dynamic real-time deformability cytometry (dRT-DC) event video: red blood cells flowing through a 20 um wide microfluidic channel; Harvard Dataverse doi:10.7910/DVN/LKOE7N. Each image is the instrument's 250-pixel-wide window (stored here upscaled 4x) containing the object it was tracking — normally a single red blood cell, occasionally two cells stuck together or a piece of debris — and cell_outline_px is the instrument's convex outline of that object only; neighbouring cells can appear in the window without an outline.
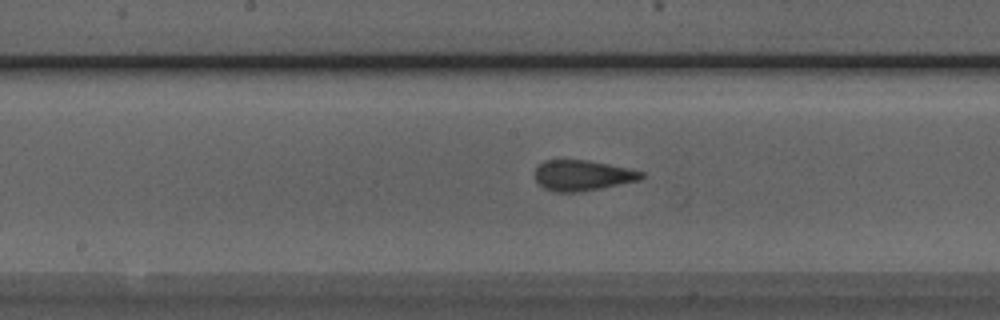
{"species": "Egyptian fruit bat (a non-hibernating species)", "species_latin": "Rousettus aegyptiacus", "temperature_condition": "room temperature", "stored_images_in_passage": 36, "camera_frame_rate_fps": 3000, "um_per_image_px": 0.085, "animal": {"sex": "male"}, "frame": {"image": 1, "passage_image": 22, "time_ms": 7.0, "image_size_px": [1000, 320], "cell_outline_px": [[644, 176], [640, 180], [580, 192], [556, 192], [544, 188], [536, 180], [536, 168], [544, 160], [588, 160], [628, 168], [644, 172]], "centroid_in_image_um": [49.52, 14.91], "position_along_channel_um": 198.7, "area_um2": 18.79}}
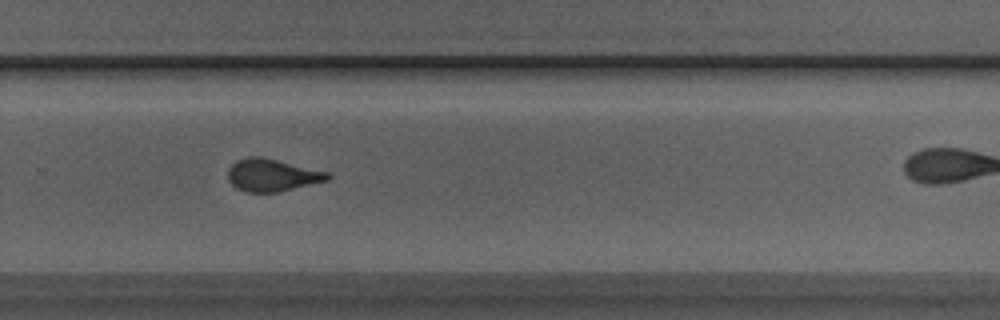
{"frame": {"image": 2, "passage_image": 30, "time_ms": 9.667, "image_size_px": [1000, 320], "cell_outline_px": [[332, 176], [328, 180], [280, 192], [244, 192], [236, 188], [228, 180], [228, 168], [236, 160], [248, 156], [260, 156], [332, 172]], "centroid_in_image_um": [23.15, 14.88], "position_along_channel_um": 306.6, "area_um2": 19.19}}
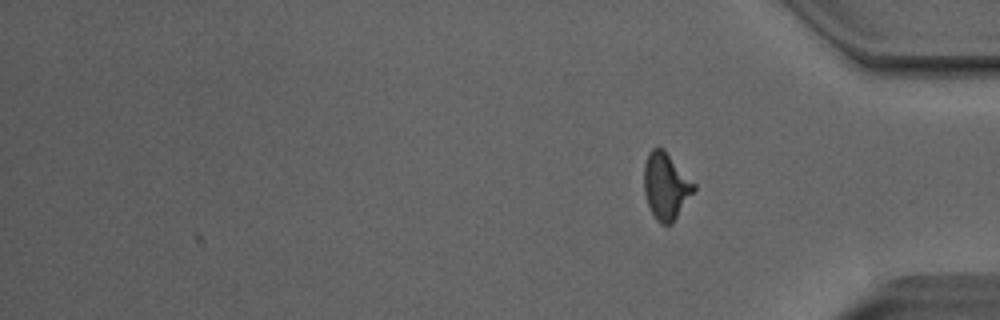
{"frame": {"image": 3, "passage_image": 36, "time_ms": 11.667, "image_size_px": [1000, 320], "cell_outline_px": [[696, 188], [672, 224], [660, 224], [656, 220], [648, 204], [644, 192], [644, 164], [648, 152], [652, 148], [664, 148], [696, 184]], "centroid_in_image_um": [56.6, 15.79], "position_along_channel_um": 378.6, "area_um2": 19.42}, "authors_computed_cell_mechanics": {"area_um2": 19.4208, "velocity_mm_per_s": 4.0703, "shape_relaxation_time_tau1_ms": 4.7535, "shape_relaxation_time_tau2_ms": 1.0486, "deformation_change_tau1": 0.1481, "deformation_change_tau2": 0.0743}}